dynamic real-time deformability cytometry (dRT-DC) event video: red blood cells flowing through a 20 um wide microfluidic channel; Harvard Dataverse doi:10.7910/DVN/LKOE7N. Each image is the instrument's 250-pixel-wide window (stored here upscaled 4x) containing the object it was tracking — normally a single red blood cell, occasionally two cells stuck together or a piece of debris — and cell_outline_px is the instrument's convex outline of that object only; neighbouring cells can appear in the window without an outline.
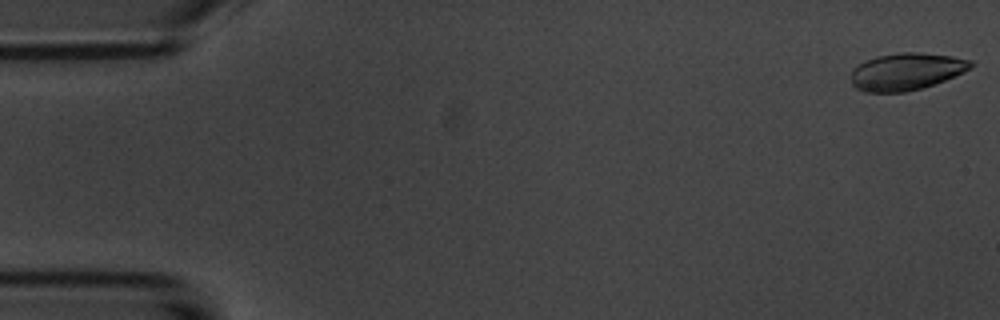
{"species": "common noctule bat (a hibernating species)", "species_latin": "Nyctalus noctula", "temperature_condition": "room temperature", "stored_images_in_passage": 6, "segment_of_instrument_passage": [1, 2], "camera_frame_rate_fps": 3000, "um_per_image_px": 0.085, "animal": {"sex": "male", "body_mass_g": 20.1, "forearm_length_mm": 53.5}, "frame": {"image": 1, "passage_image": 1, "time_ms": 0.0, "image_size_px": [1000, 320], "cell_outline_px": [[972, 64], [964, 72], [944, 80], [920, 88], [904, 92], [864, 92], [856, 88], [852, 84], [852, 68], [864, 60], [876, 56], [900, 52], [920, 52], [952, 56], [972, 60]], "centroid_in_image_um": [76.99, 6.07], "position_along_channel_um": 8.0, "area_um2": 25.84}}
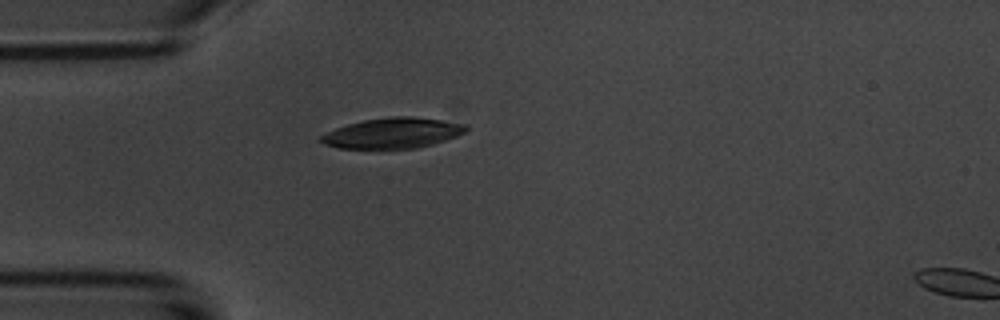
{"frame": {"image": 2, "passage_image": 5, "time_ms": 4.667, "image_size_px": [1000, 320], "cell_outline_px": [[468, 128], [464, 132], [456, 136], [432, 144], [416, 148], [336, 148], [324, 144], [316, 140], [320, 136], [336, 128], [348, 124], [364, 120], [388, 116], [412, 116], [468, 124]], "centroid_in_image_um": [33.35, 11.3], "position_along_channel_um": 51.6, "area_um2": 25.66}}